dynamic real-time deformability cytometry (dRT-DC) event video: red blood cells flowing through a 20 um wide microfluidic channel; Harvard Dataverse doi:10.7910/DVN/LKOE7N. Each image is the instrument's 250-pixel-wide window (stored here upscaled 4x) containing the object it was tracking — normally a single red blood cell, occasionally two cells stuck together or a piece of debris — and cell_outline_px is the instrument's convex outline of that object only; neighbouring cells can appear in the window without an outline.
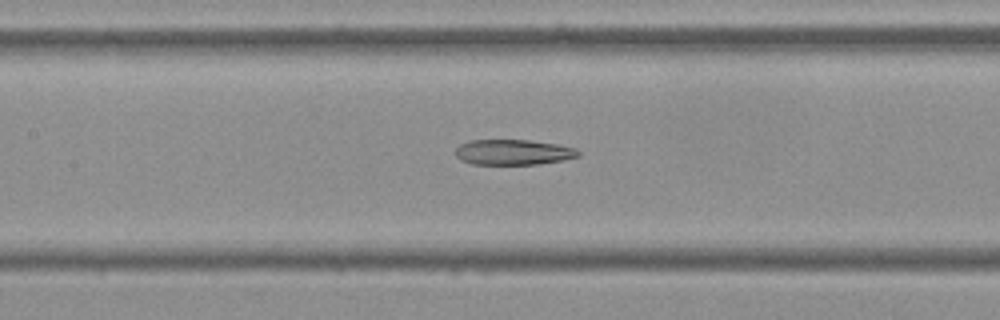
{"species": "Egyptian fruit bat (a non-hibernating species)", "species_latin": "Rousettus aegyptiacus", "temperature_condition": "cold", "stored_images_in_passage": 52, "camera_frame_rate_fps": 3000, "um_per_image_px": 0.085, "frame": {"image": 1, "passage_image": 22, "time_ms": 7.0, "image_size_px": [1000, 320], "cell_outline_px": [[580, 156], [540, 164], [472, 164], [460, 160], [456, 156], [456, 148], [460, 144], [468, 140], [528, 140], [556, 144], [576, 148], [580, 152]], "centroid_in_image_um": [43.6, 12.93], "position_along_channel_um": 163.8, "area_um2": 18.15}}
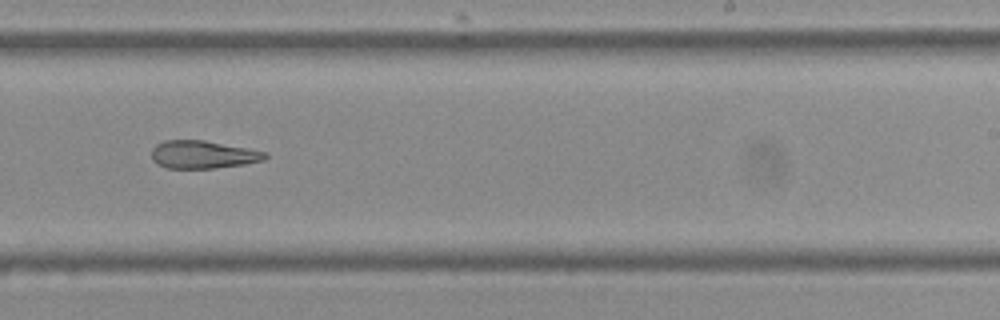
{"frame": {"image": 2, "passage_image": 31, "time_ms": 10.0, "image_size_px": [1000, 320], "cell_outline_px": [[268, 156], [264, 160], [244, 164], [212, 168], [168, 168], [156, 164], [152, 160], [152, 148], [156, 144], [164, 140], [204, 140], [248, 148], [268, 152]], "centroid_in_image_um": [17.24, 13.13], "position_along_channel_um": 271.8, "area_um2": 18.5}}
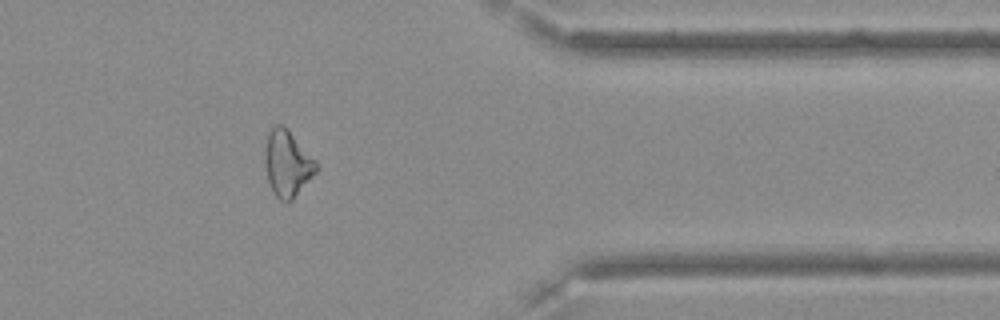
{"frame": {"image": 3, "passage_image": 42, "time_ms": 13.667, "image_size_px": [1000, 320], "cell_outline_px": [[316, 172], [292, 200], [288, 204], [280, 200], [272, 192], [268, 180], [264, 160], [264, 148], [268, 132], [276, 124], [284, 124], [288, 128], [316, 160]], "centroid_in_image_um": [24.4, 13.88], "position_along_channel_um": 387.0, "area_um2": 20.0}}